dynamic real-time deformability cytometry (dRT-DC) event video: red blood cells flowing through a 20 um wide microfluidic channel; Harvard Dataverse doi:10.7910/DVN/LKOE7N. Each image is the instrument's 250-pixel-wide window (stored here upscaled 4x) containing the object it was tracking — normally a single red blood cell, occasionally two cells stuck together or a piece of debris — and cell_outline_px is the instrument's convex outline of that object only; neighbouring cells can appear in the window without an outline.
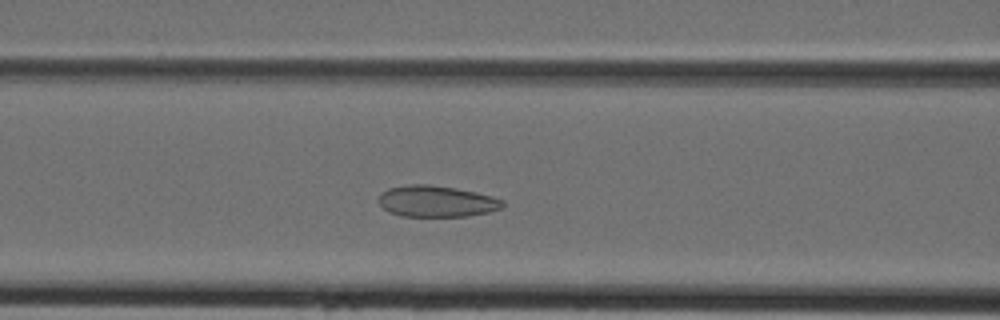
{"species": "Egyptian fruit bat (a non-hibernating species)", "species_latin": "Rousettus aegyptiacus", "temperature_condition": "cold", "stored_images_in_passage": 40, "camera_frame_rate_fps": 3000, "um_per_image_px": 0.085, "animal": {"sex": "female"}, "frame": {"image": 1, "passage_image": 14, "time_ms": 4.333, "image_size_px": [1000, 320], "cell_outline_px": [[504, 204], [500, 208], [492, 212], [468, 216], [400, 216], [388, 212], [380, 204], [380, 196], [388, 188], [408, 184], [428, 184], [456, 188], [476, 192], [492, 196], [504, 200]], "centroid_in_image_um": [37.14, 17.11], "position_along_channel_um": 129.5, "area_um2": 22.66}}
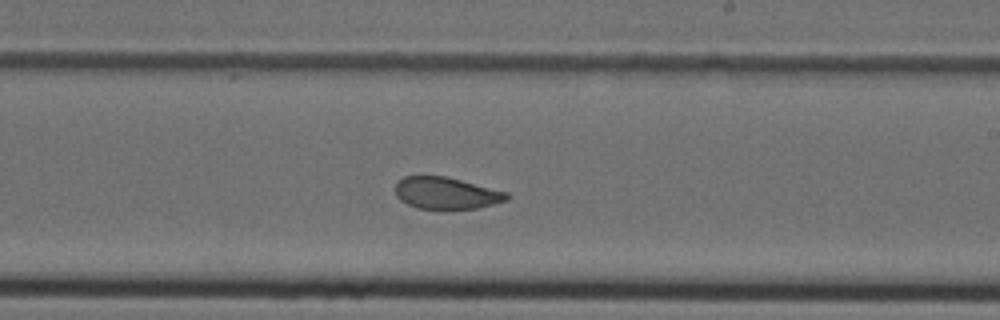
{"frame": {"image": 2, "passage_image": 22, "time_ms": 7.0, "image_size_px": [1000, 320], "cell_outline_px": [[508, 200], [476, 208], [416, 208], [400, 200], [396, 196], [396, 184], [404, 176], [444, 176], [508, 192]], "centroid_in_image_um": [37.91, 16.41], "position_along_channel_um": 251.1, "area_um2": 20.29}}
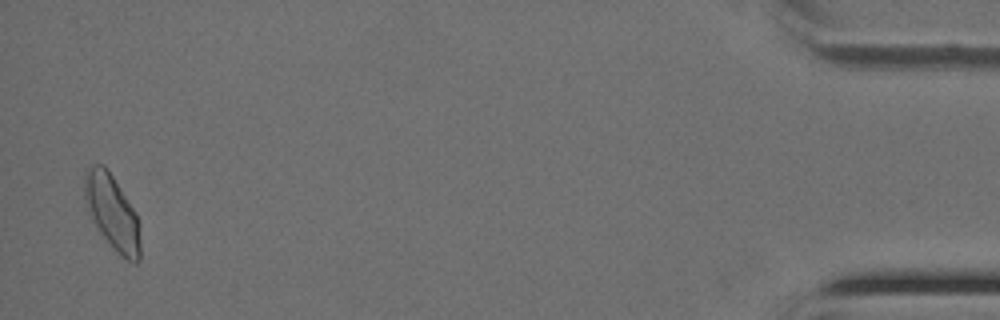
{"frame": {"image": 3, "passage_image": 39, "time_ms": 12.667, "image_size_px": [1000, 320], "cell_outline_px": [[140, 260], [136, 264], [120, 256], [116, 252], [96, 228], [84, 204], [84, 172], [92, 164], [104, 164], [108, 168], [136, 212], [140, 224]], "centroid_in_image_um": [9.53, 18.04], "position_along_channel_um": 425.7, "area_um2": 24.91}}